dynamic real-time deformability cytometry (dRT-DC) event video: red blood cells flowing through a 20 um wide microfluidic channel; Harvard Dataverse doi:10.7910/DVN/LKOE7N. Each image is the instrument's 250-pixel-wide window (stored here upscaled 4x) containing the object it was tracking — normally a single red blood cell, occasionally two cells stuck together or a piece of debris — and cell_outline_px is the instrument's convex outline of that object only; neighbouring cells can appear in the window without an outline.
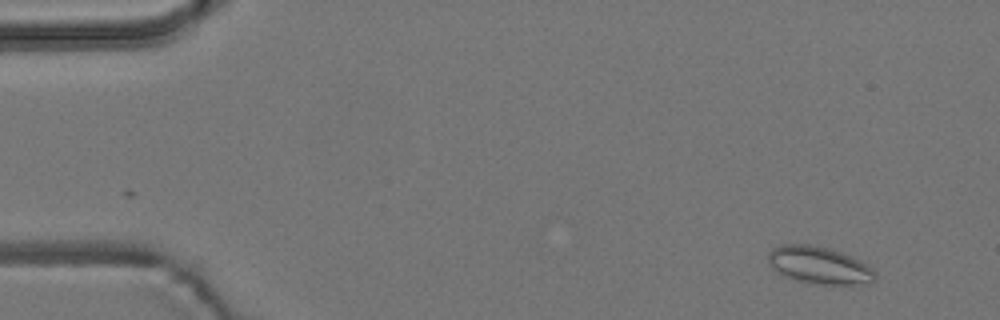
{"species": "common noctule bat (a hibernating species)", "species_latin": "Nyctalus noctula", "temperature_condition": "room temperature", "stored_images_in_passage": 5, "camera_frame_rate_fps": 3000, "um_per_image_px": 0.085, "animal": {"sex": "male", "body_mass_g": 19.2, "forearm_length_mm": 51.8}, "frame": {"image": 1, "passage_image": 2, "time_ms": 0.333, "image_size_px": [1000, 320], "cell_outline_px": [[876, 280], [868, 284], [852, 288], [812, 284], [792, 280], [776, 272], [768, 264], [768, 252], [772, 248], [780, 244], [808, 244], [832, 248], [852, 256], [860, 260], [872, 268], [876, 272]], "centroid_in_image_um": [69.69, 22.6], "position_along_channel_um": 15.3, "area_um2": 24.68}}